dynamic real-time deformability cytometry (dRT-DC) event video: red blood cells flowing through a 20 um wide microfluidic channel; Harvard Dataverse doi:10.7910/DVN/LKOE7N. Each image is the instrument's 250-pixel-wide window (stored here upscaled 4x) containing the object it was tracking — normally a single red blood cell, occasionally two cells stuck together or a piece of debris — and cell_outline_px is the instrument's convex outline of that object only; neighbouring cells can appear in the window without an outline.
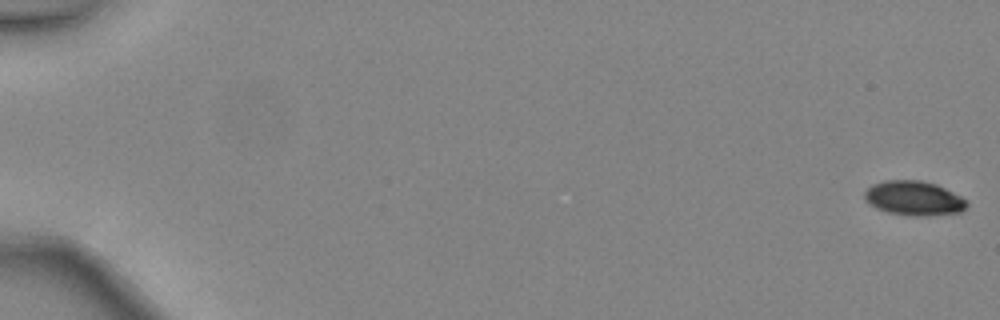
{"species": "common noctule bat (a hibernating species)", "species_latin": "Nyctalus noctula", "temperature_condition": "warm", "stored_images_in_passage": 17, "camera_frame_rate_fps": 3000, "um_per_image_px": 0.085, "animal": {"sex": "female", "body_mass_g": 24.6, "forearm_length_mm": 56.2}, "frame": {"image": 1, "passage_image": 1, "time_ms": 0.0, "image_size_px": [1000, 320], "cell_outline_px": [[968, 204], [960, 212], [924, 216], [916, 216], [888, 212], [876, 208], [868, 204], [864, 200], [864, 192], [872, 184], [884, 180], [920, 180], [936, 184], [968, 200]], "centroid_in_image_um": [77.65, 16.84], "position_along_channel_um": 7.4, "area_um2": 20.52}}
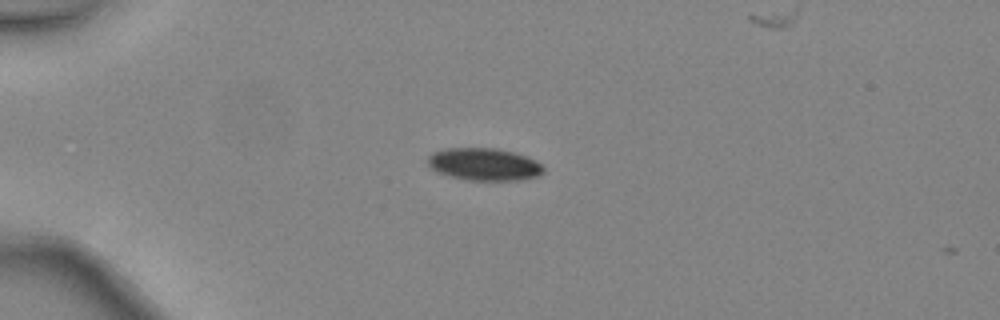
{"frame": {"image": 2, "passage_image": 14, "time_ms": 4.333, "image_size_px": [1000, 320], "cell_outline_px": [[544, 172], [540, 176], [520, 180], [468, 180], [436, 172], [428, 164], [428, 156], [432, 152], [448, 148], [496, 148], [516, 152], [528, 156], [540, 164], [544, 168]], "centroid_in_image_um": [41.18, 13.96], "position_along_channel_um": 43.8, "area_um2": 21.96}}